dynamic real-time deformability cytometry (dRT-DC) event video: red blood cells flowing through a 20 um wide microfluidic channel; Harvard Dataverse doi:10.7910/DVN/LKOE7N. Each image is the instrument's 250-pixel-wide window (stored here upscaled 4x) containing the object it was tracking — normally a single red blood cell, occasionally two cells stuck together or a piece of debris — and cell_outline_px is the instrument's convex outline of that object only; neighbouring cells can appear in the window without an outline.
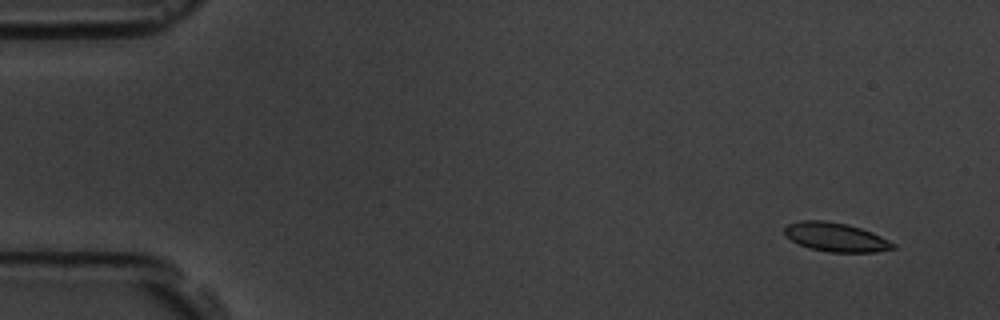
{"species": "common noctule bat (a hibernating species)", "species_latin": "Nyctalus noctula", "temperature_condition": "room temperature", "stored_images_in_passage": 6, "camera_frame_rate_fps": 3000, "um_per_image_px": 0.085, "animal": {"sex": "male", "body_mass_g": 19.5, "forearm_length_mm": 54.6}, "frame": {"image": 1, "passage_image": 1, "time_ms": 0.0, "image_size_px": [1000, 320], "cell_outline_px": [[896, 248], [876, 252], [828, 252], [808, 248], [784, 236], [784, 228], [788, 224], [800, 220], [824, 220], [848, 224], [872, 232], [896, 244]], "centroid_in_image_um": [71.03, 20.15], "position_along_channel_um": 14.0, "area_um2": 18.38}}
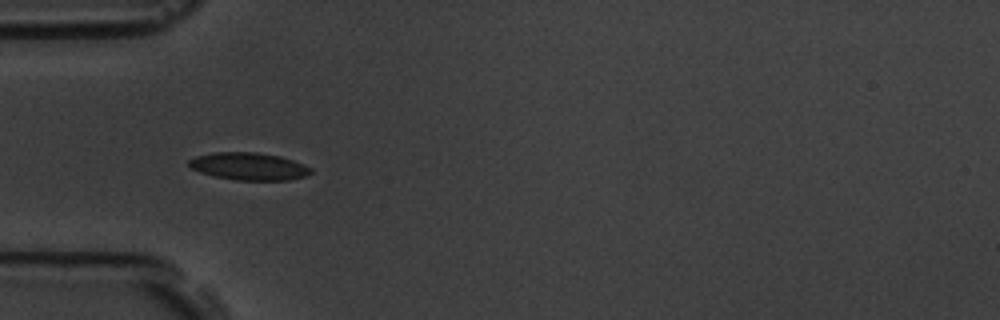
{"frame": {"image": 2, "passage_image": 5, "time_ms": 4.667, "image_size_px": [1000, 320], "cell_outline_px": [[312, 172], [308, 176], [288, 180], [236, 180], [216, 176], [200, 172], [192, 168], [188, 164], [188, 160], [196, 156], [212, 152], [256, 152], [280, 156], [304, 164], [312, 168]], "centroid_in_image_um": [21.18, 14.13], "position_along_channel_um": 63.8, "area_um2": 19.54}}
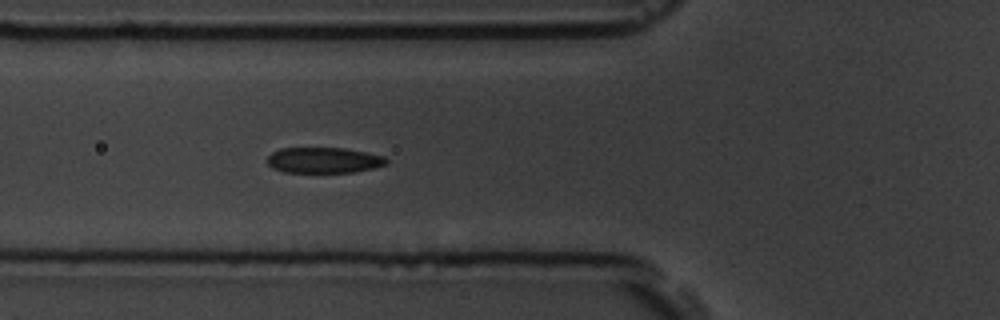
{"frame": {"image": 3, "passage_image": 6, "time_ms": 5.667, "image_size_px": [1000, 320], "cell_outline_px": [[388, 164], [372, 168], [352, 172], [284, 172], [272, 168], [268, 164], [268, 156], [272, 152], [280, 148], [344, 148], [384, 156], [388, 160]], "centroid_in_image_um": [27.51, 13.61], "position_along_channel_um": 98.3, "area_um2": 17.74}}